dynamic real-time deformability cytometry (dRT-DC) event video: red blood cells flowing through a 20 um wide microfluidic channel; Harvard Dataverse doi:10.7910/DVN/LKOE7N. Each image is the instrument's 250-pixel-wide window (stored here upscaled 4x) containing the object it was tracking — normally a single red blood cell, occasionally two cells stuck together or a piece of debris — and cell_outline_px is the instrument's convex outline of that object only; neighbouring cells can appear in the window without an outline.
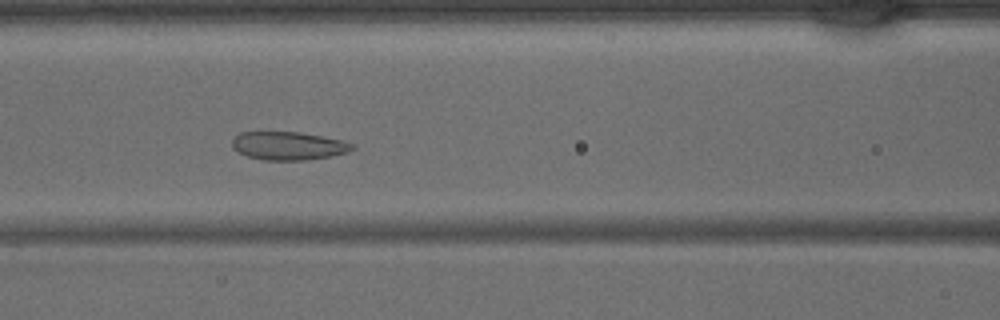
{"species": "common noctule bat (a hibernating species)", "species_latin": "Nyctalus noctula", "temperature_condition": "warm", "stored_images_in_passage": 42, "camera_frame_rate_fps": 3000, "um_per_image_px": 0.085, "animal": {"sex": "male", "body_mass_g": 15.6}, "frame": {"image": 1, "passage_image": 17, "time_ms": 5.333, "image_size_px": [1000, 320], "cell_outline_px": [[356, 148], [348, 152], [332, 156], [304, 160], [264, 160], [248, 156], [232, 148], [232, 140], [240, 132], [300, 132], [340, 140], [356, 144]], "centroid_in_image_um": [24.54, 12.39], "position_along_channel_um": 142.1, "area_um2": 19.71}}
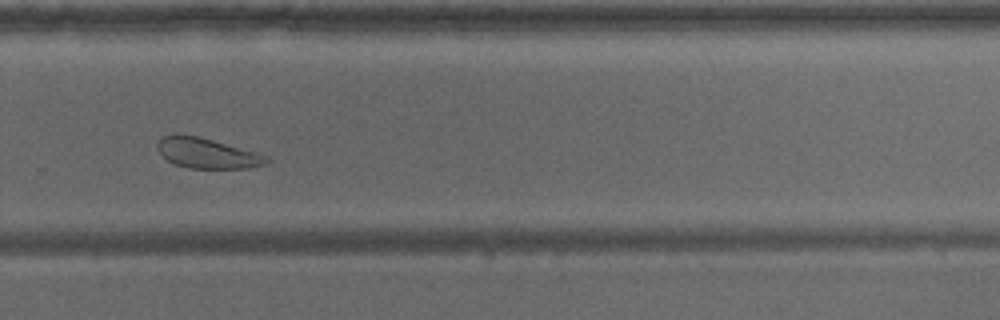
{"frame": {"image": 2, "passage_image": 28, "time_ms": 9.0, "image_size_px": [1000, 320], "cell_outline_px": [[272, 160], [264, 164], [248, 168], [188, 168], [176, 164], [168, 160], [156, 148], [156, 144], [164, 136], [200, 136], [256, 152], [268, 156]], "centroid_in_image_um": [17.66, 13.04], "position_along_channel_um": 312.1, "area_um2": 18.84}}
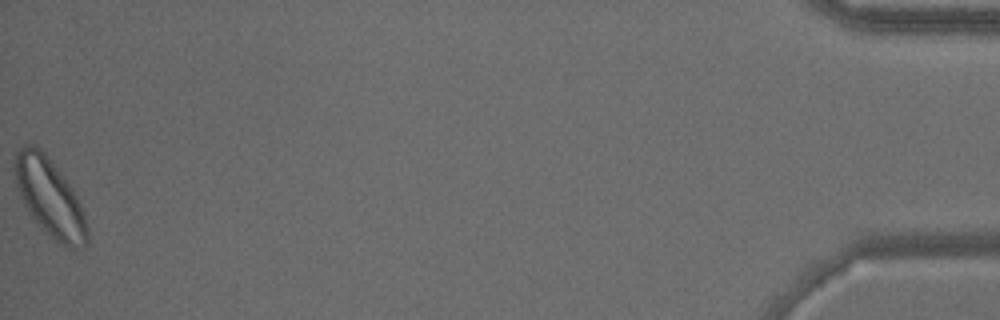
{"frame": {"image": 3, "passage_image": 42, "time_ms": 13.667, "image_size_px": [1000, 320], "cell_outline_px": [[88, 244], [84, 248], [68, 248], [52, 240], [44, 232], [28, 212], [20, 196], [16, 184], [16, 152], [24, 144], [32, 144], [40, 148], [44, 152], [68, 184], [76, 196], [80, 204], [88, 228]], "centroid_in_image_um": [4.24, 16.87], "position_along_channel_um": 431.0, "area_um2": 32.54}}